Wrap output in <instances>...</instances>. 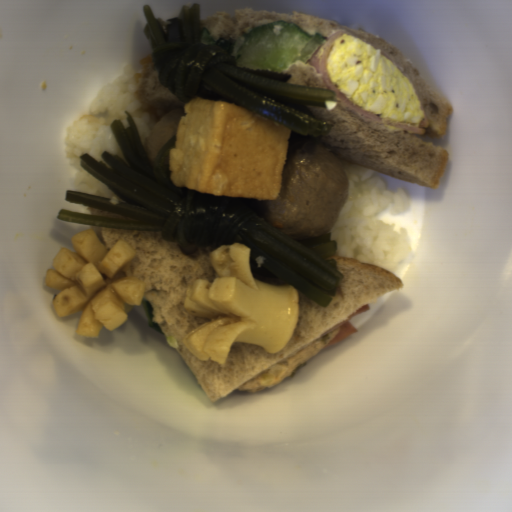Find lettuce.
Instances as JSON below:
<instances>
[{"label": "lettuce", "mask_w": 512, "mask_h": 512, "mask_svg": "<svg viewBox=\"0 0 512 512\" xmlns=\"http://www.w3.org/2000/svg\"><path fill=\"white\" fill-rule=\"evenodd\" d=\"M140 305L144 311L147 327L150 328L152 331H154L157 334L165 335L163 330L161 329L160 325L152 322L153 309H152L150 303L148 302V300L142 298V302Z\"/></svg>", "instance_id": "9fb2a089"}]
</instances>
